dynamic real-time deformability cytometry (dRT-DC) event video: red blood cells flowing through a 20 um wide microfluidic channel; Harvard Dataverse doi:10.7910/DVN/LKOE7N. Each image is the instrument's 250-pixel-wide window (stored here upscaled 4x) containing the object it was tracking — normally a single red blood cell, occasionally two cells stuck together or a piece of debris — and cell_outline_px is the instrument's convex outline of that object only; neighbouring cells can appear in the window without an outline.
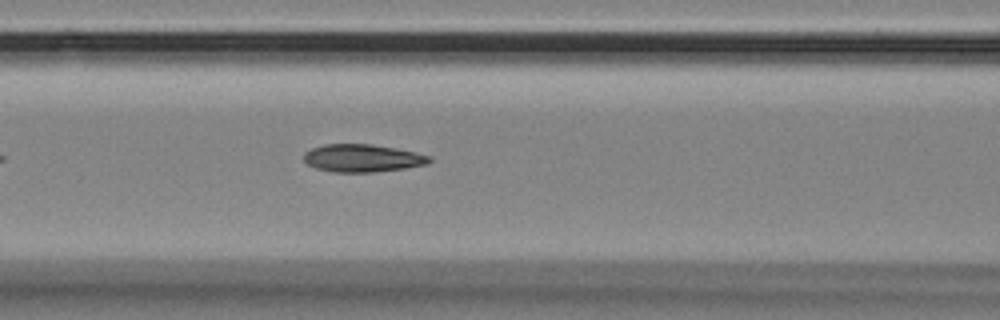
{"species": "Egyptian fruit bat (a non-hibernating species)", "species_latin": "Rousettus aegyptiacus", "temperature_condition": "room temperature", "stored_images_in_passage": 18, "camera_frame_rate_fps": 3000, "um_per_image_px": 0.085, "animal": {"sex": "female"}, "frame": {"image": 1, "passage_image": 11, "time_ms": 3.333, "image_size_px": [1000, 320], "cell_outline_px": [[432, 160], [428, 164], [404, 168], [372, 172], [332, 172], [316, 168], [308, 164], [304, 160], [304, 152], [312, 148], [324, 144], [372, 144], [416, 152], [432, 156]], "centroid_in_image_um": [30.82, 13.44], "position_along_channel_um": 135.8, "area_um2": 20.29}}